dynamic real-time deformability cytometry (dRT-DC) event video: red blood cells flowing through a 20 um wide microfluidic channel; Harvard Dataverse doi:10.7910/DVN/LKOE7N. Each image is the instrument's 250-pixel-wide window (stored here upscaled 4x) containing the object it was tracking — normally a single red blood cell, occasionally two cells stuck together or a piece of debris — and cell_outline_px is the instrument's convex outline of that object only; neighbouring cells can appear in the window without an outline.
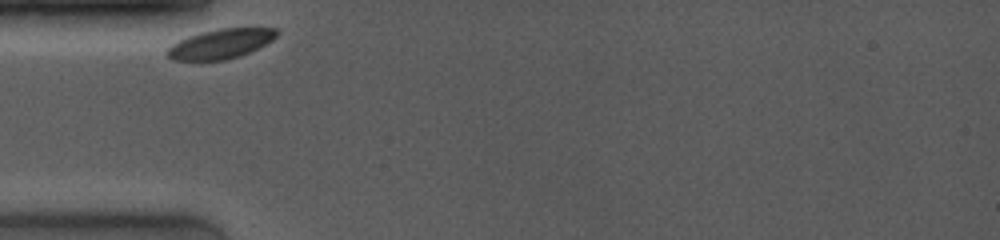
{"species": "common noctule bat (a hibernating species)", "species_latin": "Nyctalus noctula", "temperature_condition": "room temperature", "stored_images_in_passage": 14, "camera_frame_rate_fps": 4000, "um_per_image_px": 0.085, "animal": {"sex": "female", "body_mass_g": 19.0, "forearm_length_mm": 53.3}, "frame": {"image": 1, "passage_image": 1, "time_ms": 0.0, "image_size_px": [1000, 240], "cell_outline_px": [[280, 32], [272, 40], [240, 56], [228, 60], [172, 60], [164, 52], [172, 44], [188, 36], [200, 32], [220, 28], [276, 28]], "centroid_in_image_um": [18.73, 3.72], "position_along_channel_um": 66.3, "area_um2": 18.84}}
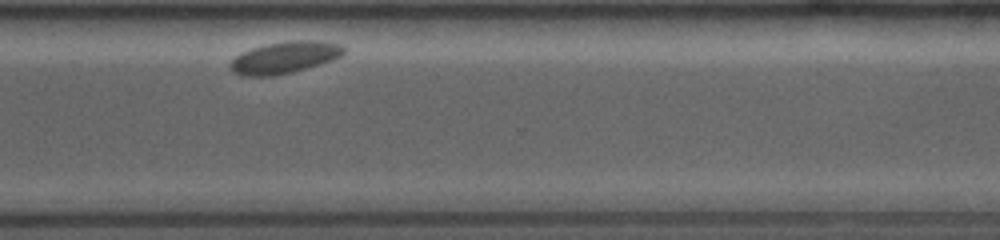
{"frame": {"image": 2, "passage_image": 12, "time_ms": 8.25, "image_size_px": [1000, 240], "cell_outline_px": [[344, 52], [340, 56], [332, 60], [320, 64], [292, 72], [272, 76], [244, 76], [236, 72], [228, 64], [240, 52], [252, 48], [268, 44], [292, 40], [312, 40], [340, 44], [344, 48]], "centroid_in_image_um": [24.19, 4.88], "position_along_channel_um": 346.4, "area_um2": 20.75}}
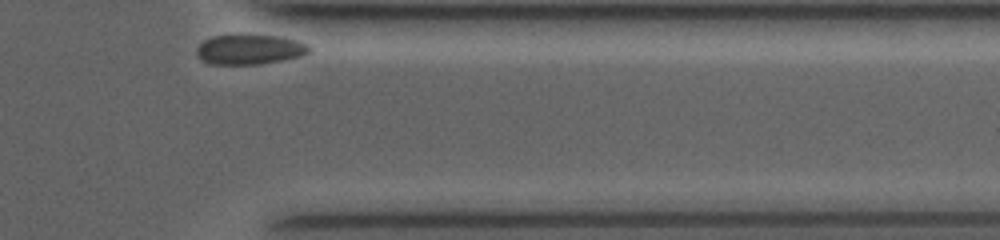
{"frame": {"image": 3, "passage_image": 14, "time_ms": 9.5, "image_size_px": [1000, 240], "cell_outline_px": [[312, 52], [304, 56], [260, 64], [212, 64], [204, 60], [196, 52], [196, 48], [204, 40], [212, 36], [280, 36], [300, 40], [308, 44], [312, 48]], "centroid_in_image_um": [21.33, 4.21], "position_along_channel_um": 390.1, "area_um2": 19.54}, "authors_computed_cell_mechanics": {"area_um2": 20.6057, "velocity_mm_per_s": 3.3804, "shape_relaxation_time_tau1_ms": 0.277, "shape_relaxation_time_tau2_ms": null, "deformation_change_tau1": 0.0229, "deformation_change_tau2": null}}